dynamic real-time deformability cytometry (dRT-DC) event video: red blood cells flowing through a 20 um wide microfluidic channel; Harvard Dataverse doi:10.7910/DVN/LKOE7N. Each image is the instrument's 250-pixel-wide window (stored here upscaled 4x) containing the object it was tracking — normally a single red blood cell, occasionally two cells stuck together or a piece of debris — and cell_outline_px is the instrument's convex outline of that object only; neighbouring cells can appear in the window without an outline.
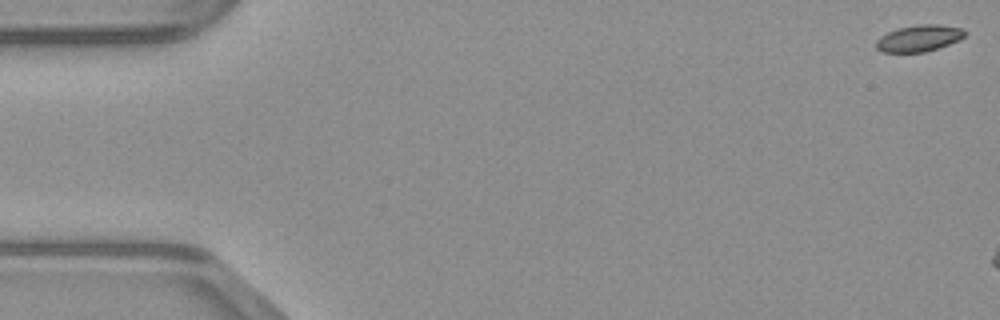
{"species": "common noctule bat (a hibernating species)", "species_latin": "Nyctalus noctula", "temperature_condition": "warm", "stored_images_in_passage": 6, "camera_frame_rate_fps": 3000, "um_per_image_px": 0.085, "animal": {"sex": "male", "body_mass_g": 23.1, "forearm_length_mm": 52.7}, "frame": {"image": 1, "passage_image": 1, "time_ms": 0.0, "image_size_px": [1000, 320], "cell_outline_px": [[968, 32], [960, 40], [924, 52], [880, 52], [876, 48], [876, 40], [880, 36], [896, 28], [920, 24], [940, 24], [964, 28]], "centroid_in_image_um": [78.13, 3.23], "position_along_channel_um": 6.9, "area_um2": 13.87}}